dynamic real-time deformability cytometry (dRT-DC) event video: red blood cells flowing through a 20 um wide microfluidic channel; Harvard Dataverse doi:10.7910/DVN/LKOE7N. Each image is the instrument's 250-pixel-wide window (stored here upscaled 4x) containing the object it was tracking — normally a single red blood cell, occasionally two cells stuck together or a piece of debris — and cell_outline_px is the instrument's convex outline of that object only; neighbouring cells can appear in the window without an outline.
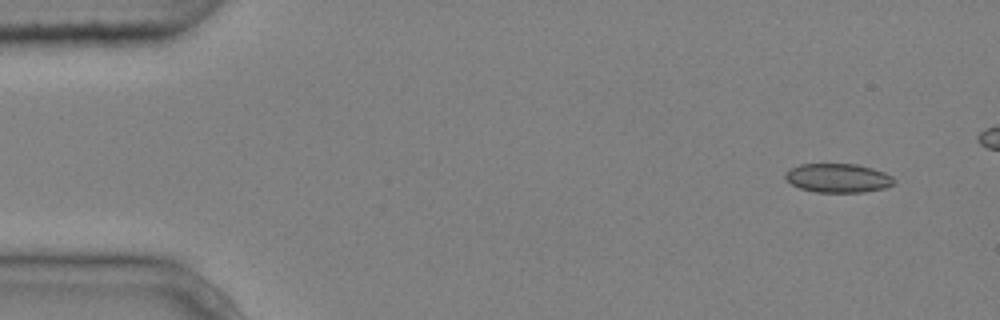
{"species": "common noctule bat (a hibernating species)", "species_latin": "Nyctalus noctula", "temperature_condition": "cold", "stored_images_in_passage": 5, "camera_frame_rate_fps": 3000, "um_per_image_px": 0.085, "animal": {"sex": "male", "body_mass_g": 20.4}, "frame": {"image": 1, "passage_image": 1, "time_ms": 0.0, "image_size_px": [1000, 320], "cell_outline_px": [[896, 184], [884, 188], [864, 192], [816, 192], [800, 188], [792, 184], [784, 176], [784, 172], [788, 168], [800, 164], [856, 164], [872, 168], [884, 172], [892, 176], [896, 180]], "centroid_in_image_um": [71.24, 15.13], "position_along_channel_um": 13.8, "area_um2": 18.5}}